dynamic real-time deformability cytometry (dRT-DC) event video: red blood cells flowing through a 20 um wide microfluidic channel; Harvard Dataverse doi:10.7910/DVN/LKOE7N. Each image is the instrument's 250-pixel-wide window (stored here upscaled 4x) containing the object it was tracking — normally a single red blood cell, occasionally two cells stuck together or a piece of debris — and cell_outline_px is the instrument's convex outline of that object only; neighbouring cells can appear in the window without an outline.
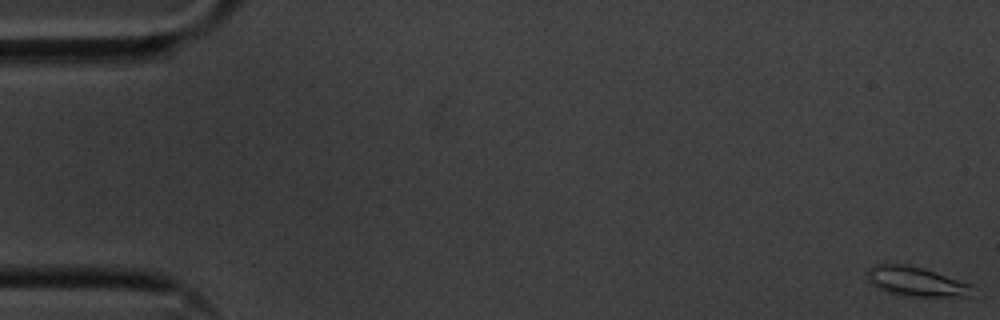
{"species": "common noctule bat (a hibernating species)", "species_latin": "Nyctalus noctula", "temperature_condition": "cold", "stored_images_in_passage": 57, "camera_frame_rate_fps": 3000, "um_per_image_px": 0.085, "animal": {"sex": "male", "body_mass_g": 20.1, "forearm_length_mm": 53.5}, "frame": {"image": 1, "passage_image": 1, "time_ms": 0.0, "image_size_px": [1000, 320], "cell_outline_px": [[972, 296], [904, 296], [888, 292], [876, 288], [868, 280], [868, 268], [876, 264], [904, 264], [936, 272], [972, 284]], "centroid_in_image_um": [77.86, 23.93], "position_along_channel_um": 7.1, "area_um2": 17.92}}
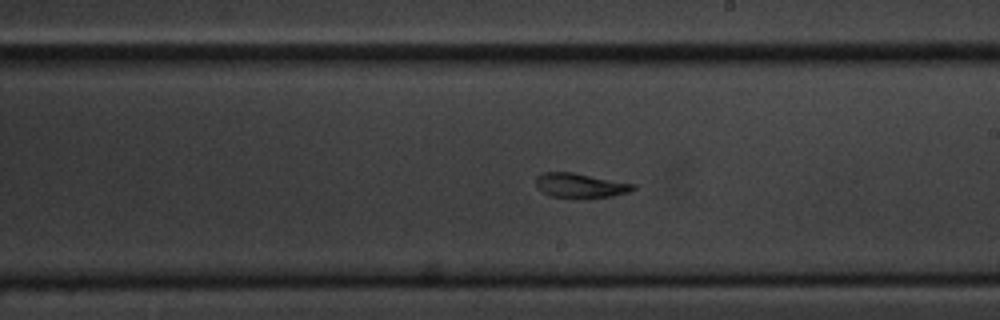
{"frame": {"image": 2, "passage_image": 33, "time_ms": 10.667, "image_size_px": [1000, 320], "cell_outline_px": [[636, 188], [628, 192], [612, 196], [548, 196], [540, 192], [536, 188], [536, 176], [540, 172], [572, 172], [636, 184]], "centroid_in_image_um": [49.26, 15.73], "position_along_channel_um": 239.7, "area_um2": 13.64}}
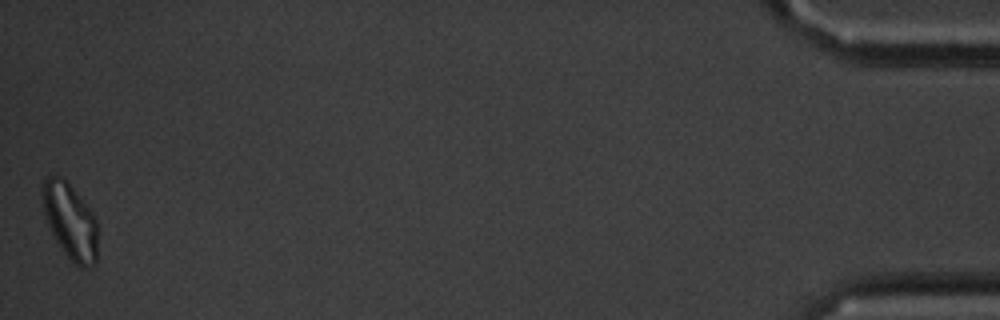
{"frame": {"image": 3, "passage_image": 57, "time_ms": 18.667, "image_size_px": [1000, 320], "cell_outline_px": [[96, 264], [92, 268], [80, 268], [72, 264], [60, 248], [52, 236], [44, 216], [40, 192], [40, 188], [44, 180], [48, 176], [60, 176], [72, 188], [92, 212], [96, 220]], "centroid_in_image_um": [5.92, 18.86], "position_along_channel_um": 429.3, "area_um2": 24.8}, "authors_computed_cell_mechanics": {"area_um2": 14.9124, "velocity_mm_per_s": 3.5276, "shape_relaxation_time_tau1_ms": 3.1992, "shape_relaxation_time_tau2_ms": 2.5494, "deformation_change_tau1": 0.1306, "deformation_change_tau2": 0.0716}}